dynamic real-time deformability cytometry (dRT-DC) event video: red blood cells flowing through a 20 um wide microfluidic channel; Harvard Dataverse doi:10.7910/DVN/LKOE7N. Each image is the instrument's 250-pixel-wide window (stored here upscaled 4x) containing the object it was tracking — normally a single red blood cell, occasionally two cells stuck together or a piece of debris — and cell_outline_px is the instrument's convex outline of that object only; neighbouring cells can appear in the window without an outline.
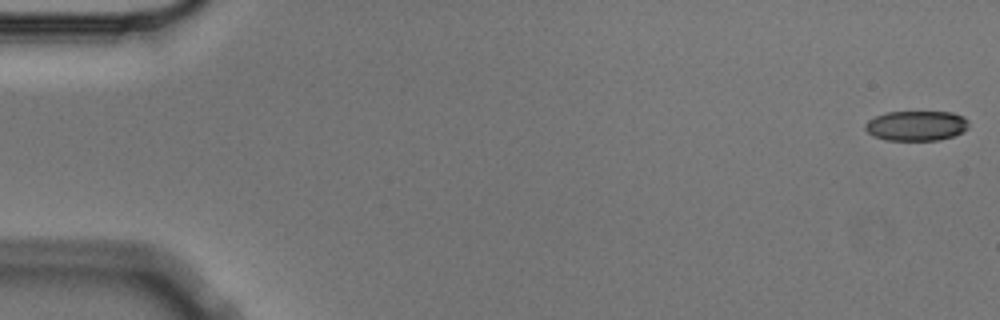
{"species": "Egyptian fruit bat (a non-hibernating species)", "species_latin": "Rousettus aegyptiacus", "temperature_condition": "cold", "stored_images_in_passage": 5, "camera_frame_rate_fps": 3000, "um_per_image_px": 0.085, "animal": {"sex": "male"}, "frame": {"image": 1, "passage_image": 1, "time_ms": 0.0, "image_size_px": [1000, 320], "cell_outline_px": [[968, 128], [964, 132], [940, 140], [888, 140], [872, 136], [864, 128], [864, 124], [868, 120], [876, 116], [888, 112], [952, 112], [964, 116], [968, 120]], "centroid_in_image_um": [77.9, 10.69], "position_along_channel_um": 7.1, "area_um2": 18.21}}
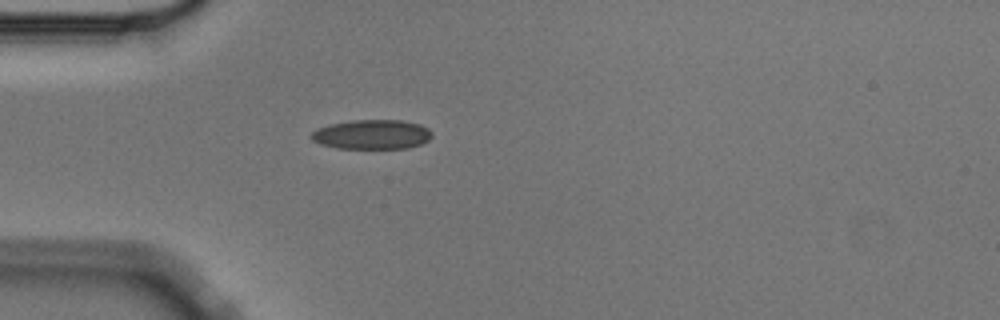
{"frame": {"image": 2, "passage_image": 5, "time_ms": 1.333, "image_size_px": [1000, 320], "cell_outline_px": [[432, 136], [428, 140], [420, 144], [408, 148], [336, 148], [320, 144], [312, 140], [308, 136], [316, 128], [328, 124], [352, 120], [400, 120], [420, 124], [428, 128], [432, 132]], "centroid_in_image_um": [31.58, 11.42], "position_along_channel_um": 53.4, "area_um2": 20.92}}